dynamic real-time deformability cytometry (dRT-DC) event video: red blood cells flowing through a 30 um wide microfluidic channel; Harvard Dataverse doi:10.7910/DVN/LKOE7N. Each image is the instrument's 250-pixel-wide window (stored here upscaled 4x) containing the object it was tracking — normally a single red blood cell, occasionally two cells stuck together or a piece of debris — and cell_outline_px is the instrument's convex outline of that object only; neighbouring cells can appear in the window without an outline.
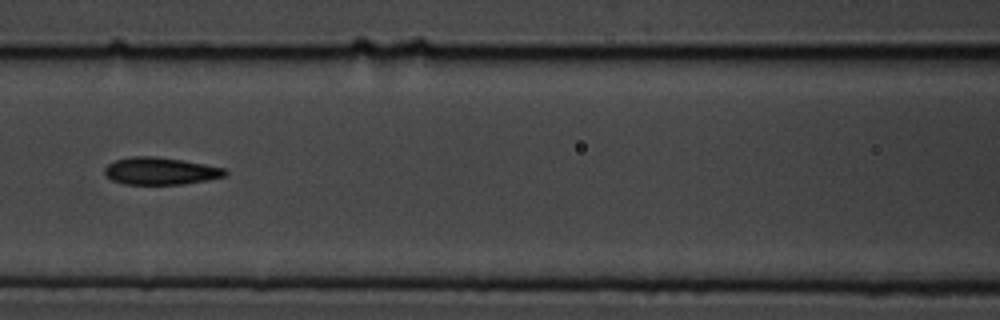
{"species": "common noctule bat (a hibernating species)", "species_latin": "Nyctalus noctula", "temperature_condition": "cold", "stored_images_in_passage": 19, "camera_frame_rate_fps": 3000, "um_per_image_px": 0.085, "animal": {"sex": "male", "body_mass_g": 19.5, "forearm_length_mm": 54.6}, "frame": {"image": 1, "passage_image": 9, "time_ms": 2.667, "image_size_px": [1000, 320], "cell_outline_px": [[228, 172], [224, 176], [208, 180], [184, 184], [124, 184], [112, 180], [104, 176], [104, 168], [108, 164], [116, 160], [132, 156], [156, 156], [204, 164], [224, 168]], "centroid_in_image_um": [13.6, 14.54], "position_along_channel_um": 153.0, "area_um2": 19.13}}